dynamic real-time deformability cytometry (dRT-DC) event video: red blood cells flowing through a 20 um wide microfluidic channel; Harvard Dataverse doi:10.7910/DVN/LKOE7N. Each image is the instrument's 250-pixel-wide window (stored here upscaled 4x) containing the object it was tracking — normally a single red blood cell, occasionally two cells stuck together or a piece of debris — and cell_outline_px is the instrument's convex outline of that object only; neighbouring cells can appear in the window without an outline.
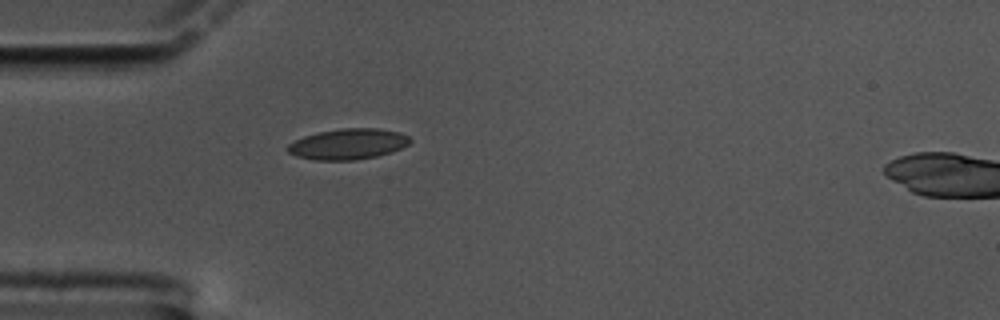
{"species": "common noctule bat (a hibernating species)", "species_latin": "Nyctalus noctula", "temperature_condition": "cold", "stored_images_in_passage": 44, "camera_frame_rate_fps": 3000, "um_per_image_px": 0.085, "animal": {"sex": "male", "body_mass_g": 17.5, "forearm_length_mm": 52.3}, "frame": {"image": 1, "passage_image": 1, "time_ms": 0.0, "image_size_px": [1000, 320], "cell_outline_px": [[412, 140], [408, 144], [400, 148], [376, 156], [352, 160], [312, 160], [296, 156], [288, 152], [288, 144], [304, 136], [320, 132], [340, 128], [376, 128], [400, 132], [408, 136]], "centroid_in_image_um": [29.57, 12.24], "position_along_channel_um": 55.4, "area_um2": 21.68}}
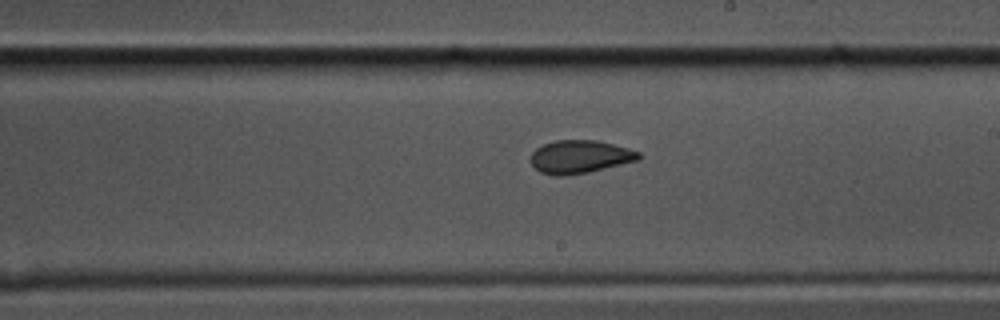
{"frame": {"image": 2, "passage_image": 18, "time_ms": 5.667, "image_size_px": [1000, 320], "cell_outline_px": [[640, 160], [588, 172], [564, 176], [556, 176], [540, 172], [532, 164], [532, 152], [536, 148], [544, 144], [556, 140], [596, 140], [628, 148], [640, 152]], "centroid_in_image_um": [49.3, 13.33], "position_along_channel_um": 239.7, "area_um2": 20.69}}
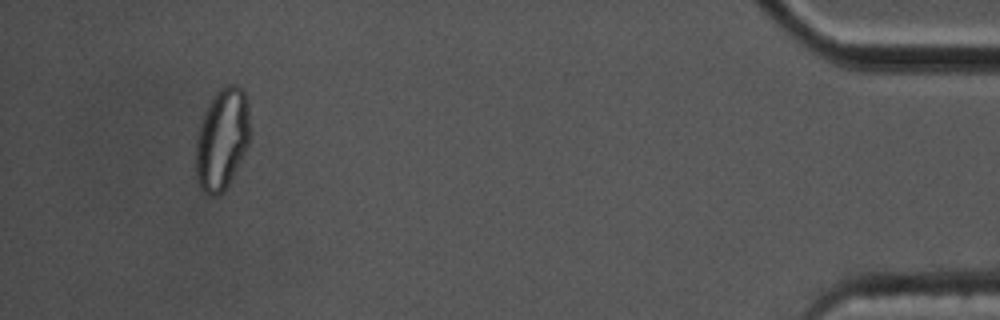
{"frame": {"image": 3, "passage_image": 40, "time_ms": 13.0, "image_size_px": [1000, 320], "cell_outline_px": [[248, 144], [224, 192], [216, 196], [208, 196], [200, 188], [196, 176], [196, 140], [200, 124], [204, 112], [208, 104], [216, 92], [220, 88], [228, 84], [236, 84], [244, 92], [248, 104]], "centroid_in_image_um": [18.84, 11.83], "position_along_channel_um": 416.4, "area_um2": 31.67}, "authors_computed_cell_mechanics": {"area_um2": 21.3282, "velocity_mm_per_s": 3.3477, "shape_relaxation_time_tau1_ms": null, "shape_relaxation_time_tau2_ms": 1.4665, "deformation_change_tau1": null, "deformation_change_tau2": 0.0673}}